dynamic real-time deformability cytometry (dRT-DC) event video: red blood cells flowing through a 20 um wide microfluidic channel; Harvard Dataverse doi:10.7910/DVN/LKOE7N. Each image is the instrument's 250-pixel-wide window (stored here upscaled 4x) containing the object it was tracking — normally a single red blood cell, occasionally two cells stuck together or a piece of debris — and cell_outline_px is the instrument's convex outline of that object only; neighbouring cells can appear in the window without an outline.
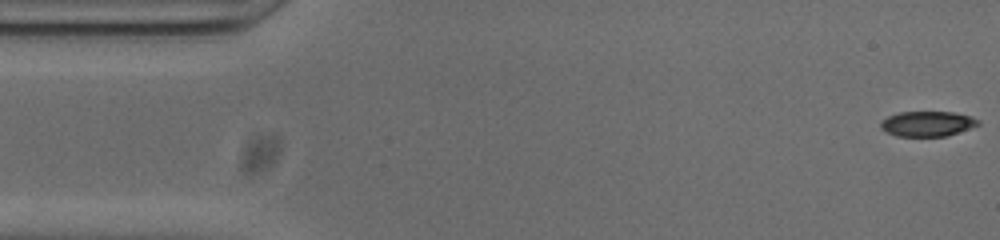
{"species": "common noctule bat (a hibernating species)", "species_latin": "Nyctalus noctula", "temperature_condition": "cold", "stored_images_in_passage": 52, "camera_frame_rate_fps": 3000, "um_per_image_px": 0.085, "animal": {"sex": "male", "body_mass_g": 20.0, "forearm_length_mm": 53.3}, "frame": {"image": 1, "passage_image": 1, "time_ms": 0.0, "image_size_px": [1000, 240], "cell_outline_px": [[980, 124], [948, 136], [896, 136], [880, 128], [880, 124], [888, 116], [900, 112], [952, 112], [972, 116], [980, 120]], "centroid_in_image_um": [78.86, 10.52], "position_along_channel_um": 6.1, "area_um2": 14.22}}
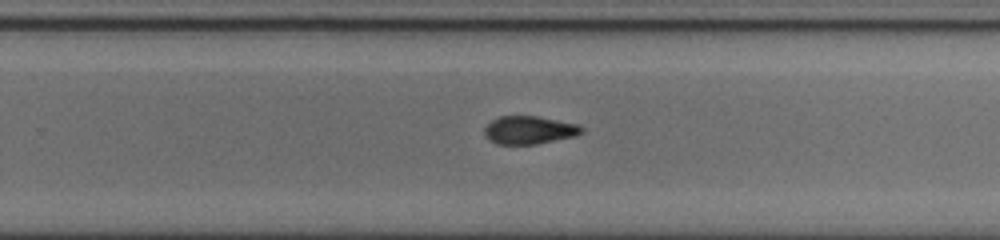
{"frame": {"image": 2, "passage_image": 32, "time_ms": 10.333, "image_size_px": [1000, 240], "cell_outline_px": [[584, 132], [576, 136], [536, 144], [496, 144], [484, 136], [484, 128], [492, 120], [500, 116], [536, 116], [580, 124], [584, 128]], "centroid_in_image_um": [45.01, 11.05], "position_along_channel_um": 284.8, "area_um2": 16.01}}
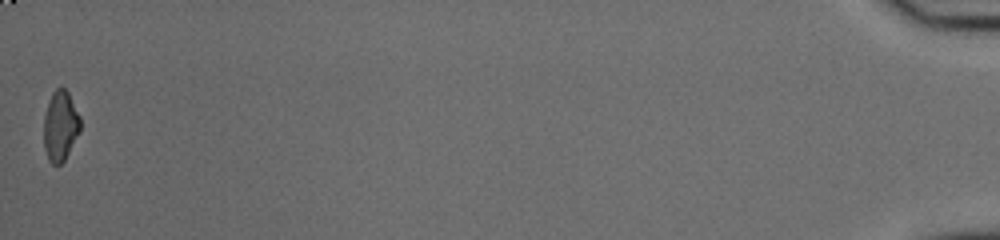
{"frame": {"image": 3, "passage_image": 52, "time_ms": 17.0, "image_size_px": [1000, 240], "cell_outline_px": [[80, 132], [64, 160], [60, 164], [52, 164], [48, 160], [44, 148], [44, 116], [48, 100], [52, 92], [56, 88], [64, 88], [68, 92], [80, 116]], "centroid_in_image_um": [5.12, 10.69], "position_along_channel_um": 430.1, "area_um2": 14.97}, "authors_computed_cell_mechanics": {"area_um2": 15.9239, "velocity_mm_per_s": 3.8447, "shape_relaxation_time_tau1_ms": 3.9694, "shape_relaxation_time_tau2_ms": null, "deformation_change_tau1": 0.1415, "deformation_change_tau2": null}}